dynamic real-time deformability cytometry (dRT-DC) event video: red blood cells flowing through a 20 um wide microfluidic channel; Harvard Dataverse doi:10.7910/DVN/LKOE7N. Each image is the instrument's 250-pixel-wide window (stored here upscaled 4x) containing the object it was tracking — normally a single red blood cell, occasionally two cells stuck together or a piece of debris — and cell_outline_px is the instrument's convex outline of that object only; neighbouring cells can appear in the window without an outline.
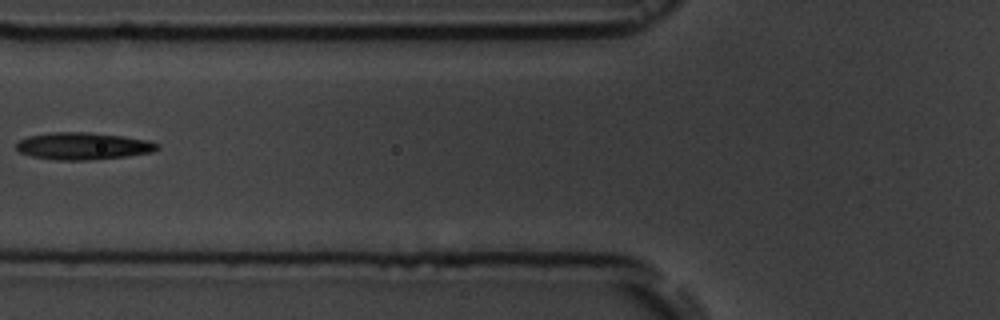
{"species": "common noctule bat (a hibernating species)", "species_latin": "Nyctalus noctula", "temperature_condition": "room temperature", "stored_images_in_passage": 11, "camera_frame_rate_fps": 3000, "um_per_image_px": 0.085, "animal": {"sex": "male", "body_mass_g": 19.5, "forearm_length_mm": 54.6}, "frame": {"image": 1, "passage_image": 7, "time_ms": 7.0, "image_size_px": [1000, 320], "cell_outline_px": [[160, 148], [152, 152], [128, 156], [88, 160], [56, 160], [32, 156], [20, 152], [16, 148], [16, 144], [20, 140], [28, 136], [52, 132], [88, 132], [124, 136], [148, 140], [160, 144]], "centroid_in_image_um": [7.09, 12.41], "position_along_channel_um": 118.7, "area_um2": 22.37}}
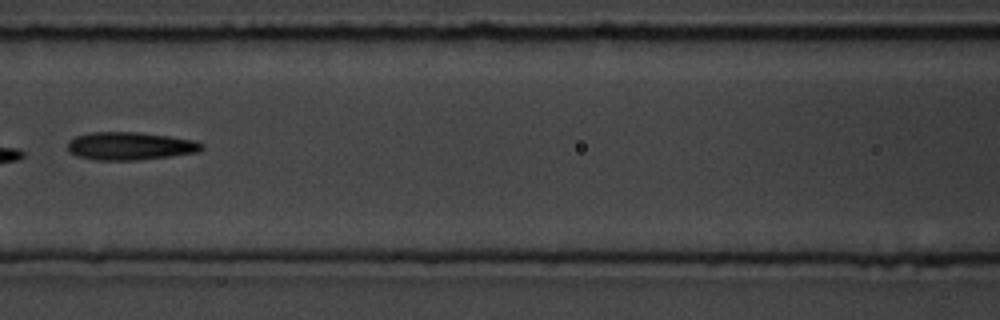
{"frame": {"image": 2, "passage_image": 8, "time_ms": 8.0, "image_size_px": [1000, 320], "cell_outline_px": [[204, 148], [200, 152], [136, 160], [92, 160], [76, 156], [68, 152], [68, 140], [76, 136], [92, 132], [140, 132], [196, 140], [204, 144]], "centroid_in_image_um": [11.05, 12.41], "position_along_channel_um": 155.5, "area_um2": 22.02}}